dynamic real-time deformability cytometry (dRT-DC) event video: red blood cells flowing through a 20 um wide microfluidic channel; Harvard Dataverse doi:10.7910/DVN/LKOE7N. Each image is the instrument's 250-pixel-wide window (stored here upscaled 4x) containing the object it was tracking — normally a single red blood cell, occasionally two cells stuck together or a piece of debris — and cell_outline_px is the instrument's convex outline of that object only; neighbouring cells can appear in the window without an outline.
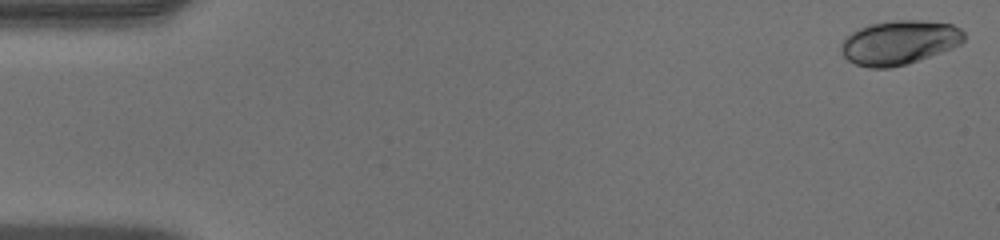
{"species": "human", "species_latin": "Homo sapiens", "temperature_condition": "warm", "stored_images_in_passage": 50, "camera_frame_rate_fps": 3000, "um_per_image_px": 0.085, "donor": {"sex": "male"}, "frame": {"image": 1, "passage_image": 1, "time_ms": 0.0, "image_size_px": [1000, 240], "cell_outline_px": [[964, 40], [960, 44], [952, 48], [904, 64], [888, 68], [868, 68], [856, 64], [848, 60], [840, 52], [840, 44], [852, 32], [868, 24], [892, 20], [924, 20], [952, 24], [960, 28], [964, 32]], "centroid_in_image_um": [76.42, 3.59], "position_along_channel_um": 8.6, "area_um2": 31.5}}
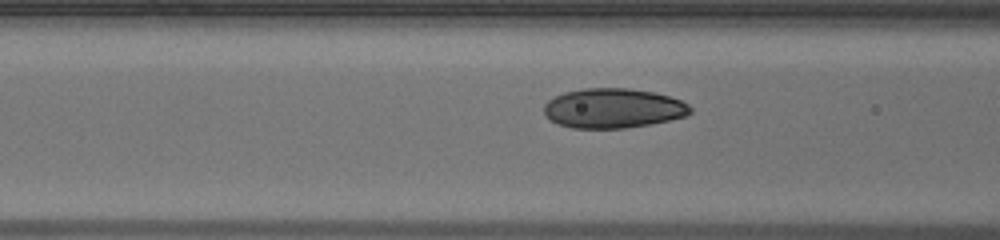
{"frame": {"image": 2, "passage_image": 20, "time_ms": 6.333, "image_size_px": [1000, 240], "cell_outline_px": [[692, 112], [684, 116], [668, 120], [648, 124], [624, 128], [572, 128], [556, 124], [548, 120], [544, 116], [544, 104], [548, 100], [564, 92], [584, 88], [628, 88], [652, 92], [668, 96], [680, 100], [688, 104], [692, 108]], "centroid_in_image_um": [52.06, 9.2], "position_along_channel_um": 114.5, "area_um2": 33.87}}
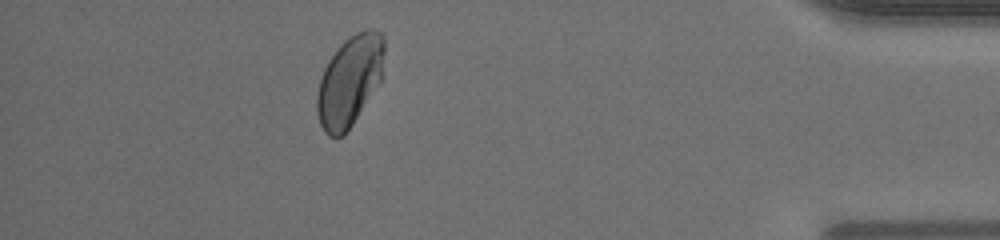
{"frame": {"image": 3, "passage_image": 45, "time_ms": 14.667, "image_size_px": [1000, 240], "cell_outline_px": [[384, 52], [380, 80], [352, 124], [344, 136], [328, 136], [324, 132], [320, 124], [316, 108], [316, 96], [320, 80], [324, 68], [328, 60], [336, 48], [344, 40], [356, 32], [364, 28], [372, 28], [380, 32], [384, 36]], "centroid_in_image_um": [29.69, 6.84], "position_along_channel_um": 405.5, "area_um2": 35.32}, "authors_computed_cell_mechanics": {"area_um2": 33.6107, "velocity_mm_per_s": 4.0676, "shape_relaxation_time_tau1_ms": 3.0307, "shape_relaxation_time_tau2_ms": null, "deformation_change_tau1": 0.1243, "deformation_change_tau2": null}}